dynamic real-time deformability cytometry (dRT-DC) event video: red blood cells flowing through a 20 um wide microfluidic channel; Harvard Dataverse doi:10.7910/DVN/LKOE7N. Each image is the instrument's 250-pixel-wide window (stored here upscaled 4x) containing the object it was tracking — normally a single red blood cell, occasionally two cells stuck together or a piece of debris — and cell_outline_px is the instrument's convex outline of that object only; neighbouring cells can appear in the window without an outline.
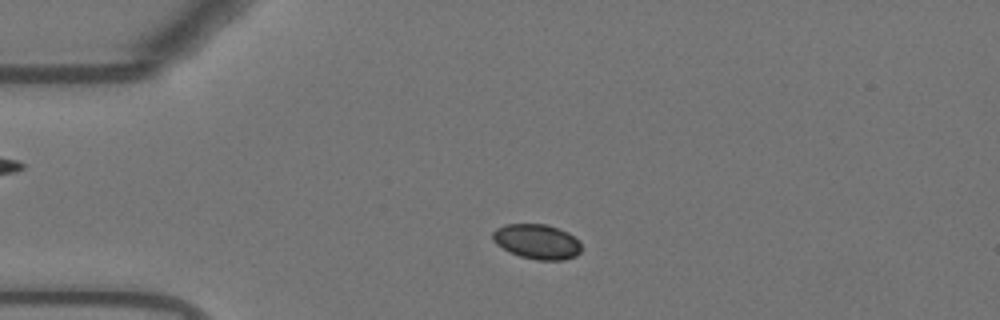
{"species": "Egyptian fruit bat (a non-hibernating species)", "species_latin": "Rousettus aegyptiacus", "temperature_condition": "warm", "stored_images_in_passage": 36, "camera_frame_rate_fps": 3000, "um_per_image_px": 0.085, "animal": {"sex": "female"}, "frame": {"image": 1, "passage_image": 8, "time_ms": 2.333, "image_size_px": [1000, 320], "cell_outline_px": [[580, 252], [576, 256], [564, 260], [536, 260], [520, 256], [508, 252], [496, 244], [492, 240], [492, 232], [496, 228], [504, 224], [548, 224], [568, 232], [580, 240]], "centroid_in_image_um": [45.63, 20.53], "position_along_channel_um": 39.4, "area_um2": 18.32}}
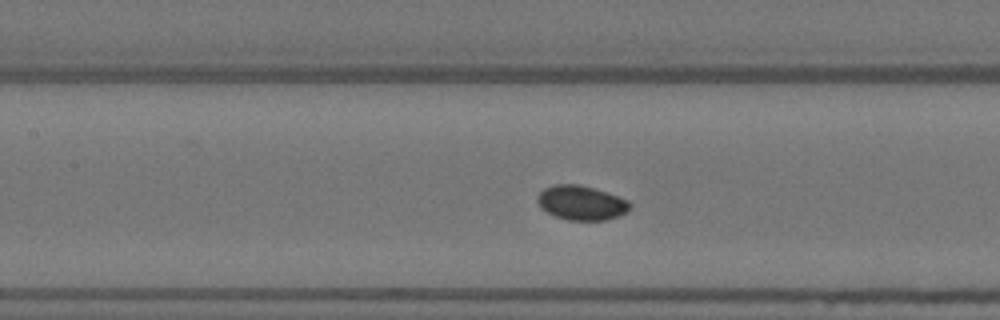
{"frame": {"image": 2, "passage_image": 20, "time_ms": 6.333, "image_size_px": [1000, 320], "cell_outline_px": [[632, 204], [620, 216], [604, 220], [568, 220], [556, 216], [540, 208], [536, 200], [536, 196], [544, 188], [556, 184], [580, 184], [608, 192], [628, 200]], "centroid_in_image_um": [49.39, 17.22], "position_along_channel_um": 158.0, "area_um2": 18.61}}
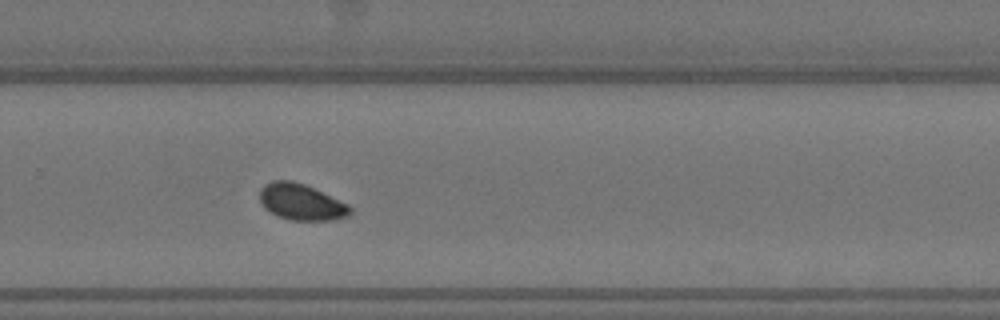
{"frame": {"image": 3, "passage_image": 32, "time_ms": 10.333, "image_size_px": [1000, 320], "cell_outline_px": [[352, 212], [348, 216], [332, 220], [292, 220], [280, 216], [264, 208], [260, 200], [260, 188], [264, 184], [272, 180], [292, 180], [304, 184], [348, 204], [352, 208]], "centroid_in_image_um": [25.6, 17.16], "position_along_channel_um": 304.2, "area_um2": 18.96}}